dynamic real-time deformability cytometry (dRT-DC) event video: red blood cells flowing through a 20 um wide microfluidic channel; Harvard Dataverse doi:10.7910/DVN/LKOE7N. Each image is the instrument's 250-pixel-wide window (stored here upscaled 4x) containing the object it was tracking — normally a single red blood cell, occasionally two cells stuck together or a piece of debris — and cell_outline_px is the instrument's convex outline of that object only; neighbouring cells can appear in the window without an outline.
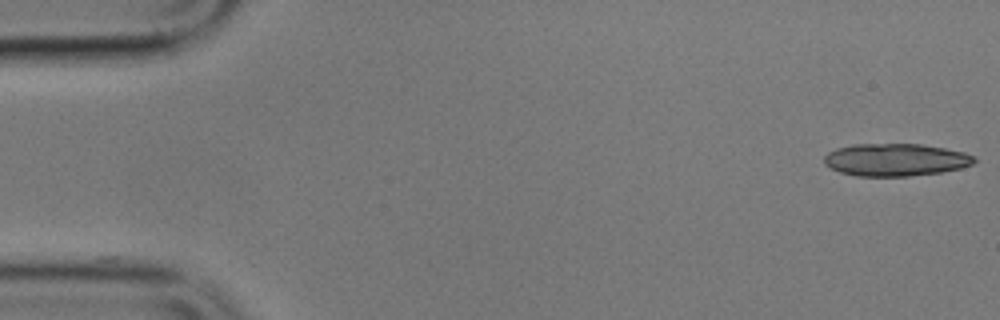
{"species": "common noctule bat (a hibernating species)", "species_latin": "Nyctalus noctula", "temperature_condition": "cold", "stored_images_in_passage": 7, "segment_of_instrument_passage": [1, 2], "camera_frame_rate_fps": 3000, "um_per_image_px": 0.085, "animal": {"sex": "male", "body_mass_g": 17.9}, "frame": {"image": 1, "passage_image": 1, "time_ms": 0.0, "image_size_px": [1000, 320], "cell_outline_px": [[976, 160], [972, 164], [960, 168], [940, 172], [908, 176], [856, 176], [840, 172], [824, 164], [824, 156], [828, 152], [836, 148], [852, 144], [920, 144], [944, 148], [964, 152], [976, 156]], "centroid_in_image_um": [76.11, 13.57], "position_along_channel_um": 8.9, "area_um2": 28.44}}